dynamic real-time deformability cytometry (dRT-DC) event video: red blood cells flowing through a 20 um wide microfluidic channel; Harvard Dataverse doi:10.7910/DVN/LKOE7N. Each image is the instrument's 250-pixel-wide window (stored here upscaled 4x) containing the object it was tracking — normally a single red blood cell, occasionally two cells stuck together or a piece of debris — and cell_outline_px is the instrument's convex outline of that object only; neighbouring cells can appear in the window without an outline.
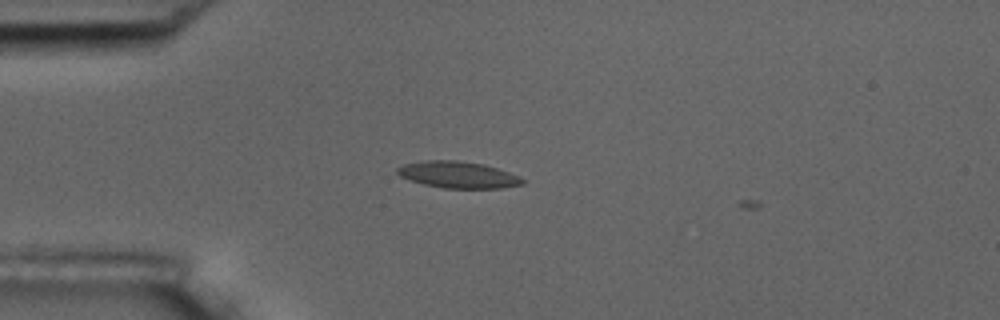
{"species": "common noctule bat (a hibernating species)", "species_latin": "Nyctalus noctula", "temperature_condition": "room temperature", "stored_images_in_passage": 5, "camera_frame_rate_fps": 3000, "um_per_image_px": 0.085, "animal": {"sex": "male", "body_mass_g": 17.5, "forearm_length_mm": 52.3}, "frame": {"image": 1, "passage_image": 4, "time_ms": 1.0, "image_size_px": [1000, 320], "cell_outline_px": [[524, 184], [500, 188], [444, 188], [424, 184], [400, 176], [396, 172], [396, 168], [404, 164], [424, 160], [456, 160], [484, 164], [520, 176], [524, 180]], "centroid_in_image_um": [38.93, 14.85], "position_along_channel_um": 46.1, "area_um2": 19.31}}